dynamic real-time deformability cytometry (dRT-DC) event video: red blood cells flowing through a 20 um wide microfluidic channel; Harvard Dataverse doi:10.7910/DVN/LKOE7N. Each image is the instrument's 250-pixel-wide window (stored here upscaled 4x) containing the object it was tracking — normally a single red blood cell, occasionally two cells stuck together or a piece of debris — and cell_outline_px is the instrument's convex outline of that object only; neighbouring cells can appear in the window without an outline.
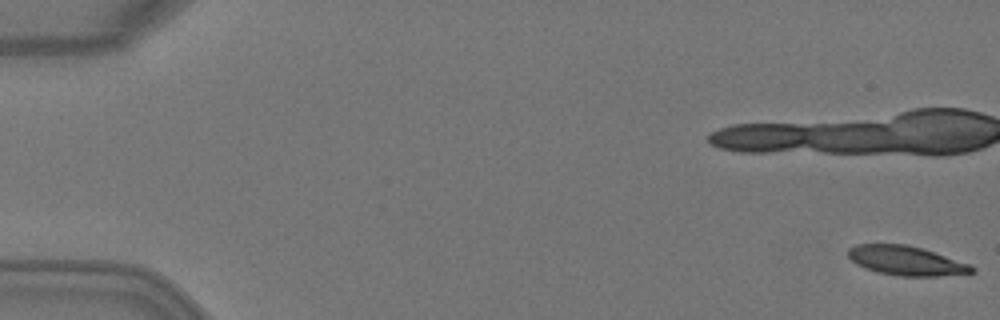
{"species": "Egyptian fruit bat (a non-hibernating species)", "species_latin": "Rousettus aegyptiacus", "temperature_condition": "warm", "stored_images_in_passage": 5, "camera_frame_rate_fps": 3000, "um_per_image_px": 0.085, "animal": {"sex": "female"}, "frame": {"image": 1, "passage_image": 1, "time_ms": 0.0, "image_size_px": [1000, 320], "cell_outline_px": [[976, 272], [936, 276], [900, 276], [880, 272], [864, 268], [856, 264], [848, 256], [848, 248], [856, 244], [908, 244], [924, 248], [972, 264], [976, 268]], "centroid_in_image_um": [77.07, 22.14], "position_along_channel_um": 7.9, "area_um2": 21.39}}